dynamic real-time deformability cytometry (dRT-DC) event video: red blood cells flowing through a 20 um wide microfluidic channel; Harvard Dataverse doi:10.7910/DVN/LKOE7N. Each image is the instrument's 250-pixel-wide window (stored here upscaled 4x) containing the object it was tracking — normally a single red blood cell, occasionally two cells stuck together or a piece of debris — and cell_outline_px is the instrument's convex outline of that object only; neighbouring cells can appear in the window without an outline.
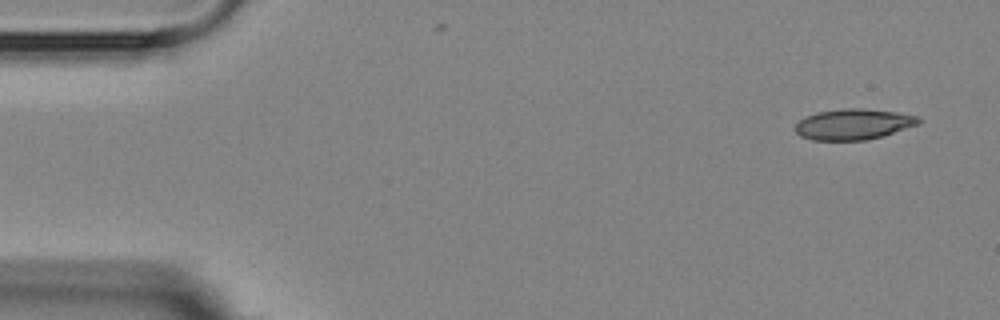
{"species": "Egyptian fruit bat (a non-hibernating species)", "species_latin": "Rousettus aegyptiacus", "temperature_condition": "room temperature", "stored_images_in_passage": 4, "camera_frame_rate_fps": 3000, "um_per_image_px": 0.085, "animal": {"sex": "female"}, "frame": {"image": 1, "passage_image": 1, "time_ms": 0.0, "image_size_px": [1000, 320], "cell_outline_px": [[924, 120], [920, 124], [884, 136], [864, 140], [812, 140], [800, 136], [796, 132], [796, 124], [804, 116], [816, 112], [844, 108], [860, 108], [896, 112], [920, 116]], "centroid_in_image_um": [72.59, 10.55], "position_along_channel_um": 12.4, "area_um2": 22.37}}